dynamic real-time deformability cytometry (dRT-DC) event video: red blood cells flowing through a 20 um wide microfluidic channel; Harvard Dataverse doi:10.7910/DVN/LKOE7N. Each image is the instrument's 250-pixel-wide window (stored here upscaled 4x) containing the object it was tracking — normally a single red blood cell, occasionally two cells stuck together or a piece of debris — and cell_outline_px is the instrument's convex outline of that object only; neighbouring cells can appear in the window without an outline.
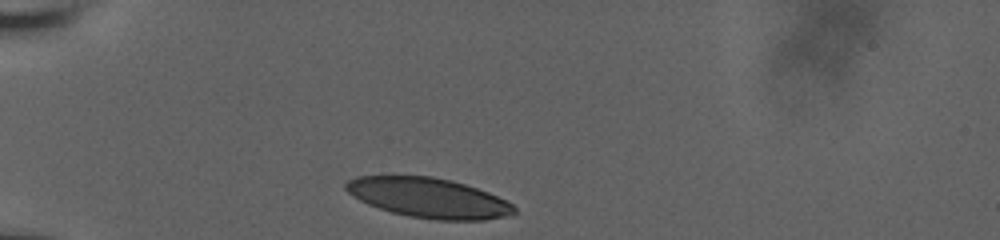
{"species": "human", "species_latin": "Homo sapiens", "temperature_condition": "room temperature", "stored_images_in_passage": 39, "camera_frame_rate_fps": 3000, "um_per_image_px": 0.085, "donor": {"sex": "male"}, "frame": {"image": 1, "passage_image": 1, "time_ms": 0.0, "image_size_px": [1000, 240], "cell_outline_px": [[516, 212], [512, 216], [484, 220], [436, 220], [408, 216], [392, 212], [368, 204], [352, 196], [344, 188], [344, 184], [348, 180], [356, 176], [432, 176], [452, 180], [488, 192], [512, 204], [516, 208]], "centroid_in_image_um": [36.44, 16.82], "position_along_channel_um": 48.6, "area_um2": 39.13}}
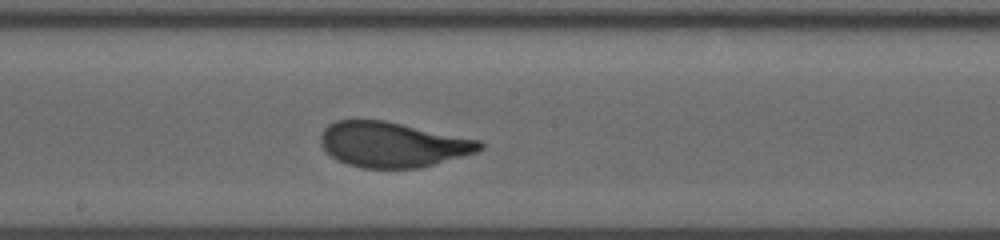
{"frame": {"image": 2, "passage_image": 27, "time_ms": 5.333, "image_size_px": [1000, 240], "cell_outline_px": [[484, 148], [476, 152], [420, 168], [364, 168], [348, 164], [336, 160], [320, 144], [320, 136], [324, 128], [328, 124], [336, 120], [384, 120], [480, 140], [484, 144]], "centroid_in_image_um": [33.36, 12.28], "position_along_channel_um": 214.8, "area_um2": 41.79}}
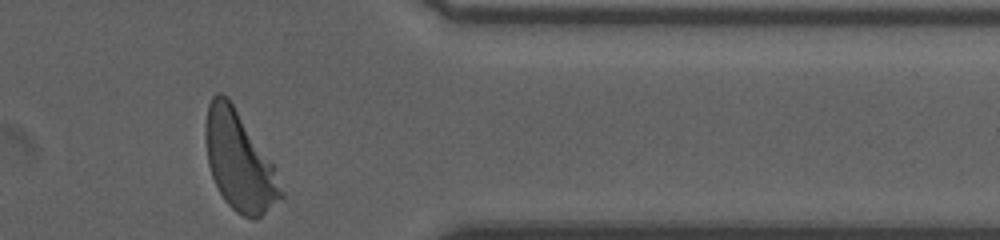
{"frame": {"image": 3, "passage_image": 39, "time_ms": 10.333, "image_size_px": [1000, 240], "cell_outline_px": [[284, 196], [256, 220], [252, 220], [236, 212], [224, 200], [212, 176], [208, 164], [204, 136], [204, 124], [208, 104], [212, 96], [216, 92], [220, 92], [228, 96], [276, 168], [284, 192]], "centroid_in_image_um": [20.32, 13.68], "position_along_channel_um": 391.1, "area_um2": 43.64}, "authors_computed_cell_mechanics": {"area_um2": 42.3096, "velocity_mm_per_s": 3.7513, "shape_relaxation_time_tau1_ms": 3.6147, "shape_relaxation_time_tau2_ms": null, "deformation_change_tau1": 0.1686, "deformation_change_tau2": null}}